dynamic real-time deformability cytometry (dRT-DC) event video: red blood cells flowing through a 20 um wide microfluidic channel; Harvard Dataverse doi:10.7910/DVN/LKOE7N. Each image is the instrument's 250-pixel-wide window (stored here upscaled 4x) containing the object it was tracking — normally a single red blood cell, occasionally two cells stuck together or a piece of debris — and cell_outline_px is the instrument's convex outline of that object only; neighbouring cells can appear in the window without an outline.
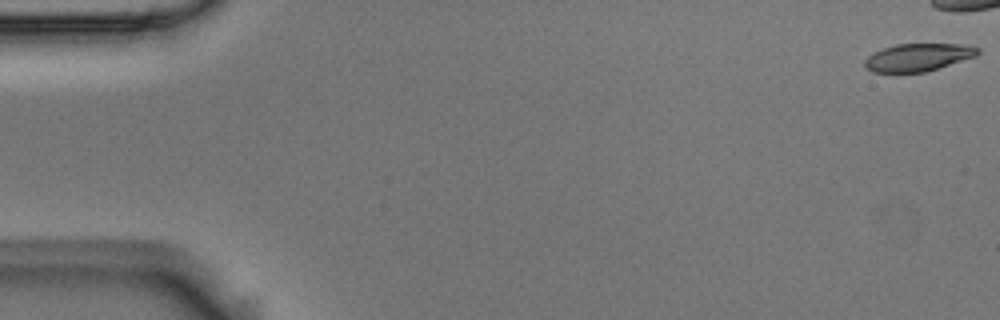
{"species": "Egyptian fruit bat (a non-hibernating species)", "species_latin": "Rousettus aegyptiacus", "temperature_condition": "room temperature", "stored_images_in_passage": 43, "camera_frame_rate_fps": 3000, "um_per_image_px": 0.085, "animal": {"sex": "male"}, "frame": {"image": 1, "passage_image": 1, "time_ms": 0.0, "image_size_px": [1000, 320], "cell_outline_px": [[980, 52], [976, 56], [924, 72], [872, 72], [864, 64], [864, 60], [868, 56], [884, 48], [896, 44], [968, 44], [980, 48]], "centroid_in_image_um": [78.07, 4.86], "position_along_channel_um": 6.9, "area_um2": 18.03}}
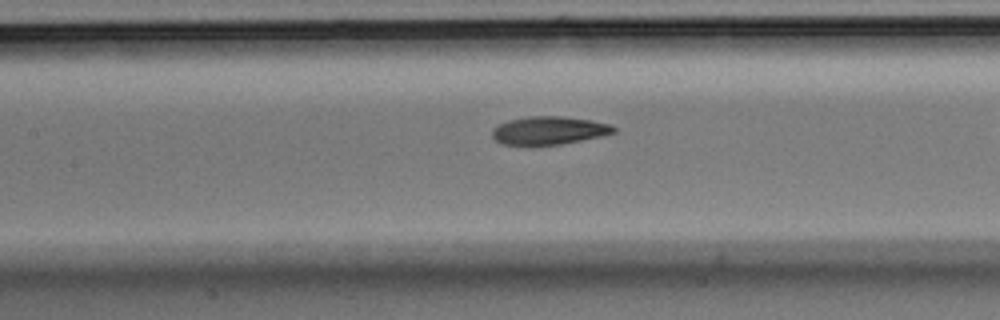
{"frame": {"image": 2, "passage_image": 25, "time_ms": 8.0, "image_size_px": [1000, 320], "cell_outline_px": [[616, 132], [604, 136], [560, 144], [504, 144], [496, 140], [492, 136], [492, 128], [508, 120], [528, 116], [564, 116], [592, 120], [608, 124], [616, 128]], "centroid_in_image_um": [46.69, 11.07], "position_along_channel_um": 160.7, "area_um2": 19.77}}
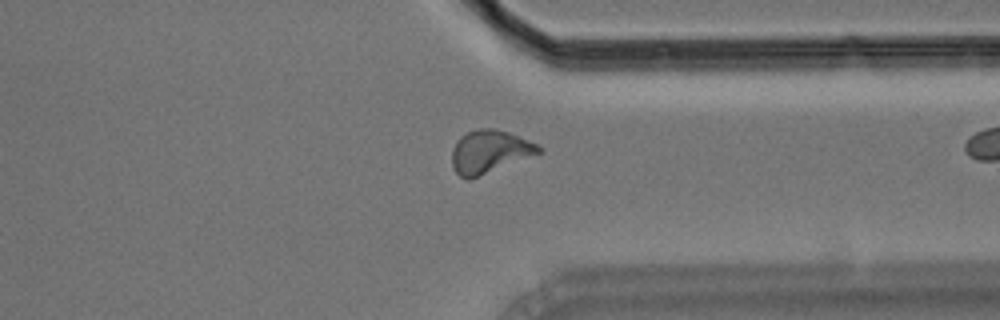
{"frame": {"image": 3, "passage_image": 42, "time_ms": 13.667, "image_size_px": [1000, 320], "cell_outline_px": [[544, 148], [540, 152], [468, 180], [460, 176], [452, 168], [452, 148], [456, 140], [460, 136], [468, 132], [480, 128], [496, 128], [508, 132], [536, 144]], "centroid_in_image_um": [41.55, 12.87], "position_along_channel_um": 369.9, "area_um2": 21.33}}